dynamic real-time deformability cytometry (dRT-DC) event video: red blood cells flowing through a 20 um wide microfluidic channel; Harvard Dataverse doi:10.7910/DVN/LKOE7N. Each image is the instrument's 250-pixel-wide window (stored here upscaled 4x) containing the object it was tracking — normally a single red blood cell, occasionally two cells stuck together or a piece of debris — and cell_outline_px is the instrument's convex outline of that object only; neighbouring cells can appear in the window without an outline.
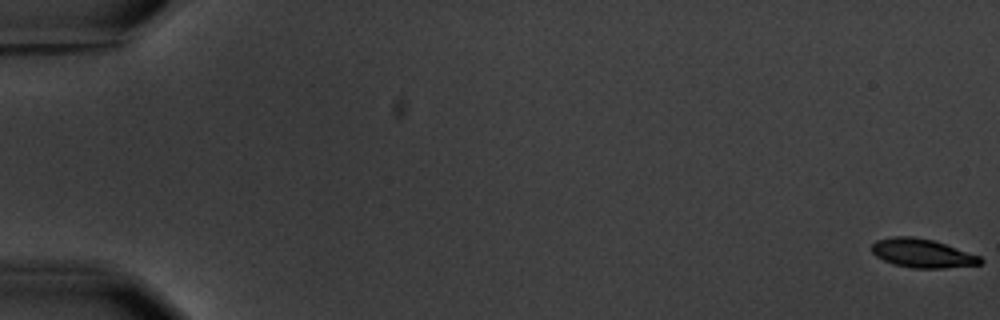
{"species": "common noctule bat (a hibernating species)", "species_latin": "Nyctalus noctula", "temperature_condition": "warm", "stored_images_in_passage": 6, "camera_frame_rate_fps": 3000, "um_per_image_px": 0.085, "animal": {"sex": "male", "body_mass_g": 20.1, "forearm_length_mm": 53.5}, "frame": {"image": 1, "passage_image": 1, "time_ms": 0.0, "image_size_px": [1000, 320], "cell_outline_px": [[984, 260], [980, 264], [944, 268], [912, 268], [896, 264], [884, 260], [876, 256], [872, 252], [872, 244], [876, 240], [892, 236], [912, 236], [932, 240], [980, 256]], "centroid_in_image_um": [78.38, 21.52], "position_along_channel_um": 6.6, "area_um2": 17.98}}
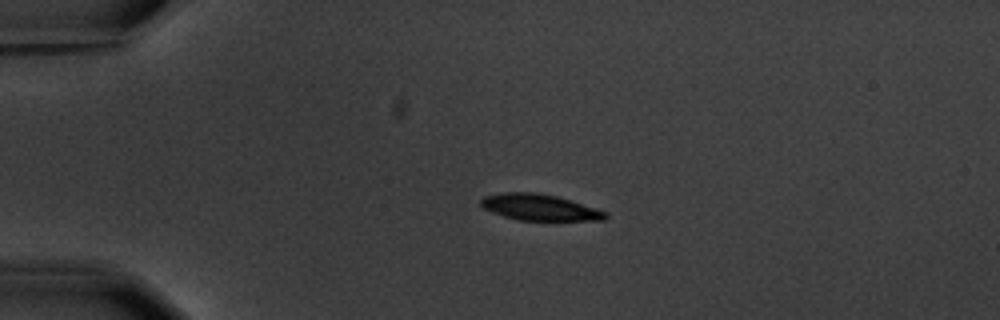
{"frame": {"image": 2, "passage_image": 5, "time_ms": 4.667, "image_size_px": [1000, 320], "cell_outline_px": [[608, 216], [604, 220], [516, 220], [492, 212], [484, 208], [480, 204], [480, 200], [484, 196], [504, 192], [536, 192], [556, 196], [608, 212]], "centroid_in_image_um": [45.84, 17.62], "position_along_channel_um": 39.2, "area_um2": 18.9}}